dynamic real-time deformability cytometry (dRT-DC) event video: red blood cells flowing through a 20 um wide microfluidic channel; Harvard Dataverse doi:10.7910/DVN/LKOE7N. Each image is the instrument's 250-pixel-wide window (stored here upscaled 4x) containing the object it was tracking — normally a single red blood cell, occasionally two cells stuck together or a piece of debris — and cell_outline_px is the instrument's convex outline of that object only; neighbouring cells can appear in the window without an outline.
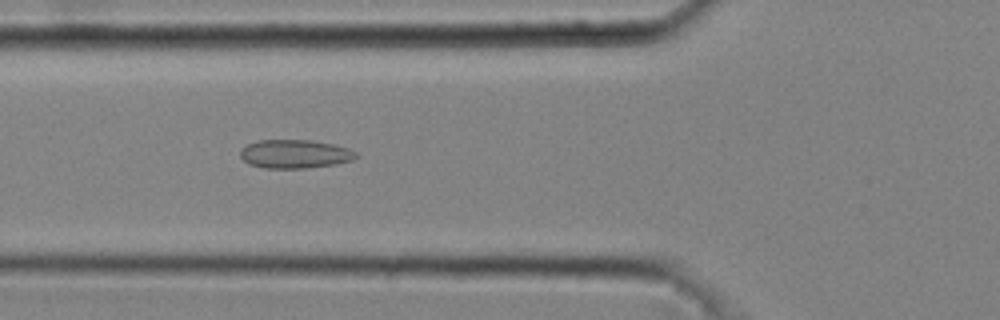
{"species": "common noctule bat (a hibernating species)", "species_latin": "Nyctalus noctula", "temperature_condition": "cold", "stored_images_in_passage": 46, "camera_frame_rate_fps": 3000, "um_per_image_px": 0.085, "animal": {"sex": "male", "body_mass_g": 20.4}, "frame": {"image": 1, "passage_image": 18, "time_ms": 5.667, "image_size_px": [1000, 320], "cell_outline_px": [[360, 156], [352, 160], [336, 164], [304, 168], [264, 168], [248, 164], [240, 156], [240, 148], [256, 140], [312, 140], [332, 144], [348, 148], [356, 152]], "centroid_in_image_um": [25.05, 13.08], "position_along_channel_um": 100.7, "area_um2": 19.42}}
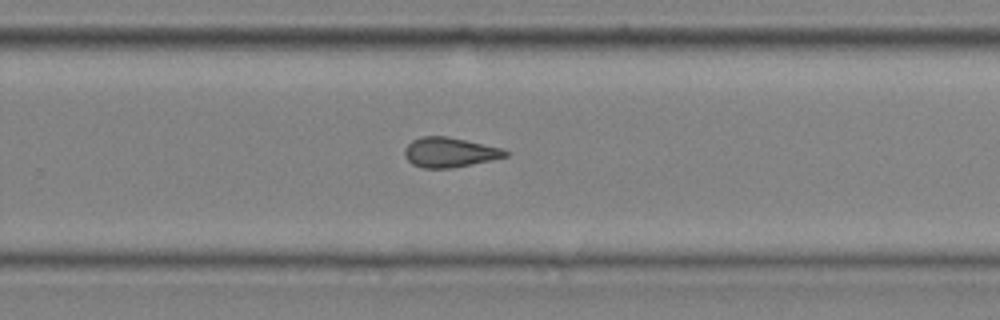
{"frame": {"image": 2, "passage_image": 32, "time_ms": 10.333, "image_size_px": [1000, 320], "cell_outline_px": [[512, 152], [508, 156], [492, 160], [452, 168], [424, 168], [412, 164], [404, 156], [404, 148], [412, 140], [420, 136], [448, 136], [500, 148]], "centroid_in_image_um": [38.21, 12.95], "position_along_channel_um": 291.6, "area_um2": 17.57}}
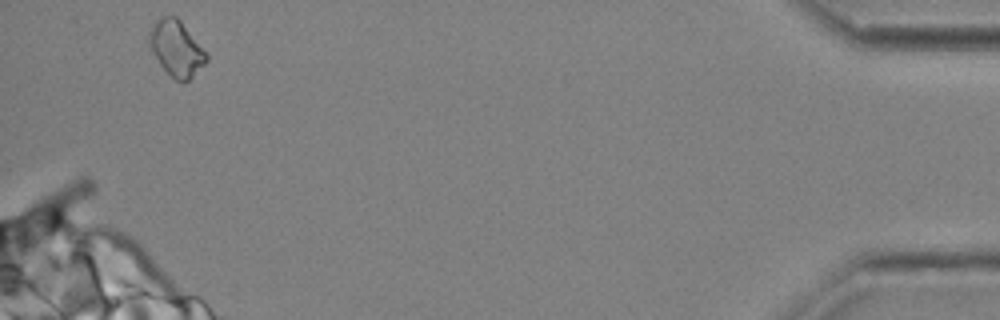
{"frame": {"image": 3, "passage_image": 46, "time_ms": 15.0, "image_size_px": [1000, 320], "cell_outline_px": [[208, 60], [188, 80], [176, 80], [160, 64], [152, 52], [148, 44], [148, 32], [152, 24], [156, 20], [164, 16], [176, 16], [180, 20], [208, 56]], "centroid_in_image_um": [14.94, 4.08], "position_along_channel_um": 420.3, "area_um2": 18.03}, "authors_computed_cell_mechanics": {"area_um2": 18.0047, "velocity_mm_per_s": 4.0865, "shape_relaxation_time_tau1_ms": null, "shape_relaxation_time_tau2_ms": 3.2071, "deformation_change_tau1": null, "deformation_change_tau2": 0.1138}}